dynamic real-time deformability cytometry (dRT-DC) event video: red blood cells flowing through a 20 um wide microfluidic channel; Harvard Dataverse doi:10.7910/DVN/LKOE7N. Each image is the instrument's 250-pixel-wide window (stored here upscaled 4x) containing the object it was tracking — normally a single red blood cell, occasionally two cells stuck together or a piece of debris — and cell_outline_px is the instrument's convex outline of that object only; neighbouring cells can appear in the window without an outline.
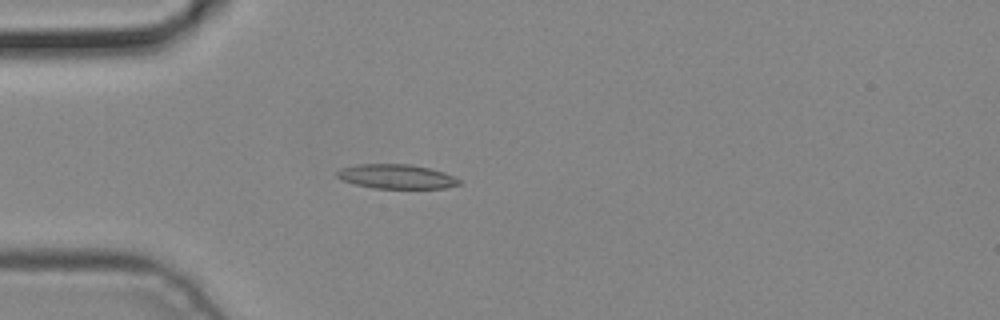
{"species": "common noctule bat (a hibernating species)", "species_latin": "Nyctalus noctula", "temperature_condition": "cold", "stored_images_in_passage": 3, "camera_frame_rate_fps": 3000, "um_per_image_px": 0.085, "animal": {"sex": "male", "body_mass_g": 19.2, "forearm_length_mm": 51.8}, "frame": {"image": 1, "passage_image": 3, "time_ms": 0.667, "image_size_px": [1000, 320], "cell_outline_px": [[460, 184], [444, 188], [372, 188], [356, 184], [344, 180], [336, 176], [336, 172], [340, 168], [356, 164], [412, 164], [444, 172], [456, 176], [460, 180]], "centroid_in_image_um": [33.71, 14.99], "position_along_channel_um": 51.3, "area_um2": 17.34}}